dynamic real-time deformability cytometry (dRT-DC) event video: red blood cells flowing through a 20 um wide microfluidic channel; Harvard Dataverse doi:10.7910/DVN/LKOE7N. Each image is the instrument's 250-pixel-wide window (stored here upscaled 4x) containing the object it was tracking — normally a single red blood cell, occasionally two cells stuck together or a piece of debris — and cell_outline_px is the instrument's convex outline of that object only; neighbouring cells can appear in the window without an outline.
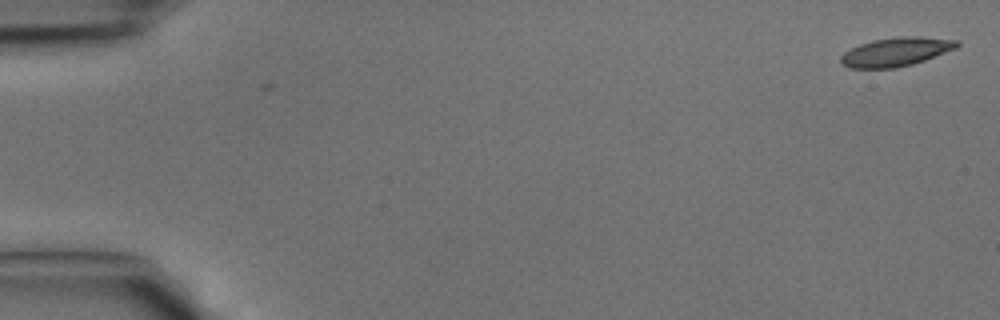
{"species": "common noctule bat (a hibernating species)", "species_latin": "Nyctalus noctula", "temperature_condition": "cold", "stored_images_in_passage": 8, "camera_frame_rate_fps": 3000, "um_per_image_px": 0.085, "animal": {"sex": "male", "body_mass_g": 15.6}, "frame": {"image": 1, "passage_image": 1, "time_ms": 0.0, "image_size_px": [1000, 320], "cell_outline_px": [[960, 44], [956, 48], [924, 60], [912, 64], [896, 68], [848, 68], [840, 64], [840, 56], [844, 52], [860, 44], [872, 40], [908, 36], [920, 36], [960, 40]], "centroid_in_image_um": [76.15, 4.41], "position_along_channel_um": 8.9, "area_um2": 19.48}}